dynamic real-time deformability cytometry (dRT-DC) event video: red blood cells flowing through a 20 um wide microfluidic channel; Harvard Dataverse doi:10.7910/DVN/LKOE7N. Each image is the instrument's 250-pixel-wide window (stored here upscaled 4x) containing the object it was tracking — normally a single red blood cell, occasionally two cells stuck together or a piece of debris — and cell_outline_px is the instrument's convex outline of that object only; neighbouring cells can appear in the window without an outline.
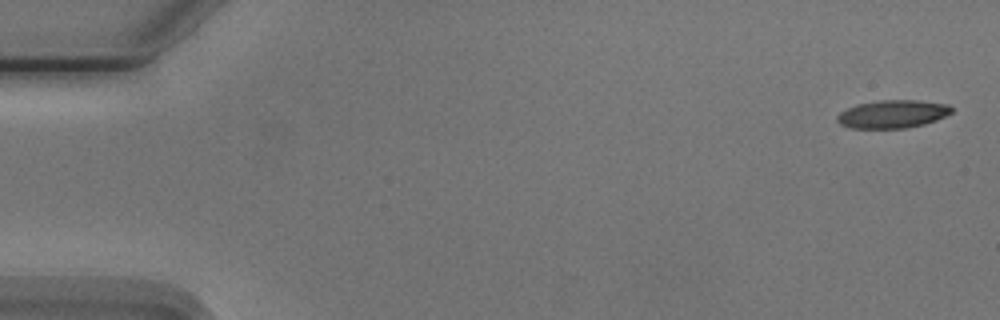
{"species": "Egyptian fruit bat (a non-hibernating species)", "species_latin": "Rousettus aegyptiacus", "temperature_condition": "cold", "stored_images_in_passage": 4, "camera_frame_rate_fps": 3000, "um_per_image_px": 0.085, "animal": {"sex": "male"}, "frame": {"image": 1, "passage_image": 1, "time_ms": 0.0, "image_size_px": [1000, 320], "cell_outline_px": [[952, 112], [936, 120], [924, 124], [904, 128], [852, 128], [840, 124], [836, 120], [836, 116], [840, 112], [856, 104], [876, 100], [916, 100], [948, 104], [952, 108]], "centroid_in_image_um": [75.84, 9.69], "position_along_channel_um": 9.2, "area_um2": 18.67}}